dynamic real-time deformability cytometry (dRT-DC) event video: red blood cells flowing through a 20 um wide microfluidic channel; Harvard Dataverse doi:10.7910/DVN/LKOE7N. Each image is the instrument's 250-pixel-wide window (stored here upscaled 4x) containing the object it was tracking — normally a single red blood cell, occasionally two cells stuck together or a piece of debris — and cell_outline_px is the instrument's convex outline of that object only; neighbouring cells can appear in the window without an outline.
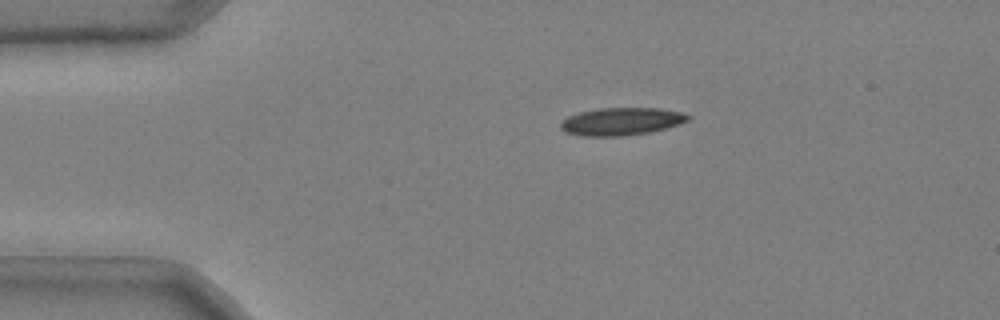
{"species": "common noctule bat (a hibernating species)", "species_latin": "Nyctalus noctula", "temperature_condition": "cold", "stored_images_in_passage": 40, "camera_frame_rate_fps": 3000, "um_per_image_px": 0.085, "animal": {"sex": "male", "body_mass_g": 20.4}, "frame": {"image": 1, "passage_image": 1, "time_ms": 0.0, "image_size_px": [1000, 320], "cell_outline_px": [[692, 116], [688, 120], [664, 128], [648, 132], [624, 136], [580, 136], [564, 132], [560, 128], [560, 124], [568, 116], [580, 112], [600, 108], [660, 108], [680, 112]], "centroid_in_image_um": [52.77, 10.32], "position_along_channel_um": 32.2, "area_um2": 20.35}}
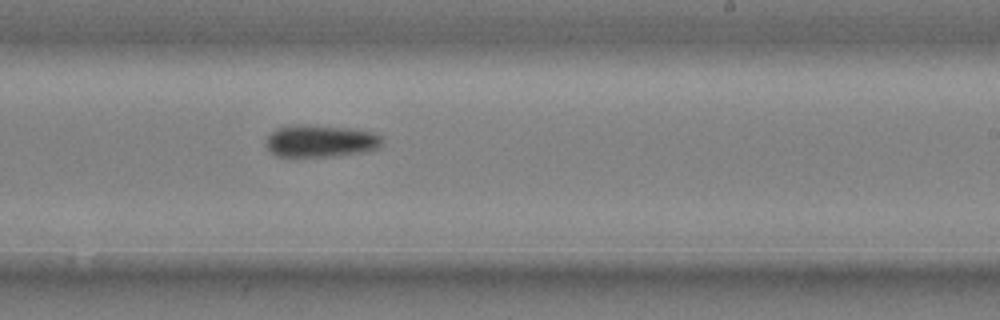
{"frame": {"image": 2, "passage_image": 23, "time_ms": 7.333, "image_size_px": [1000, 320], "cell_outline_px": [[384, 144], [380, 148], [360, 152], [324, 156], [276, 156], [264, 144], [268, 136], [276, 128], [288, 124], [304, 124], [352, 128], [376, 132], [384, 140]], "centroid_in_image_um": [27.26, 11.95], "position_along_channel_um": 261.7, "area_um2": 22.02}}
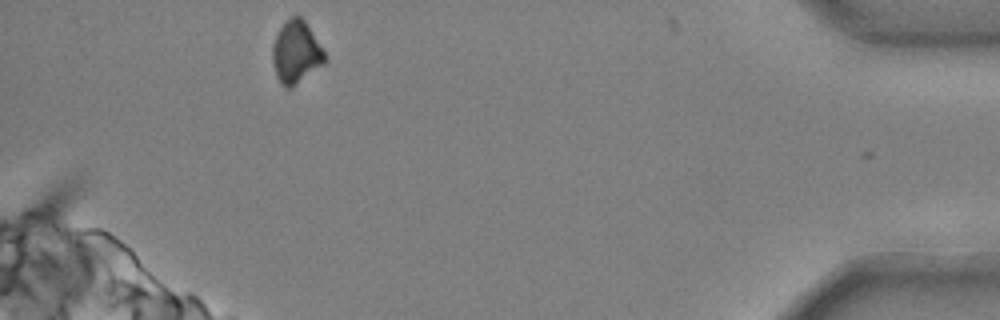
{"frame": {"image": 3, "passage_image": 39, "time_ms": 12.667, "image_size_px": [1000, 320], "cell_outline_px": [[328, 60], [324, 64], [288, 88], [284, 88], [280, 84], [276, 76], [272, 60], [272, 44], [280, 28], [292, 16], [300, 16], [304, 20], [324, 52]], "centroid_in_image_um": [25.15, 4.45], "position_along_channel_um": 410.1, "area_um2": 18.61}, "authors_computed_cell_mechanics": {"area_um2": 21.2126, "velocity_mm_per_s": 3.7102, "shape_relaxation_time_tau1_ms": 10.6912, "shape_relaxation_time_tau2_ms": null, "deformation_change_tau1": 0.1562, "deformation_change_tau2": null}}